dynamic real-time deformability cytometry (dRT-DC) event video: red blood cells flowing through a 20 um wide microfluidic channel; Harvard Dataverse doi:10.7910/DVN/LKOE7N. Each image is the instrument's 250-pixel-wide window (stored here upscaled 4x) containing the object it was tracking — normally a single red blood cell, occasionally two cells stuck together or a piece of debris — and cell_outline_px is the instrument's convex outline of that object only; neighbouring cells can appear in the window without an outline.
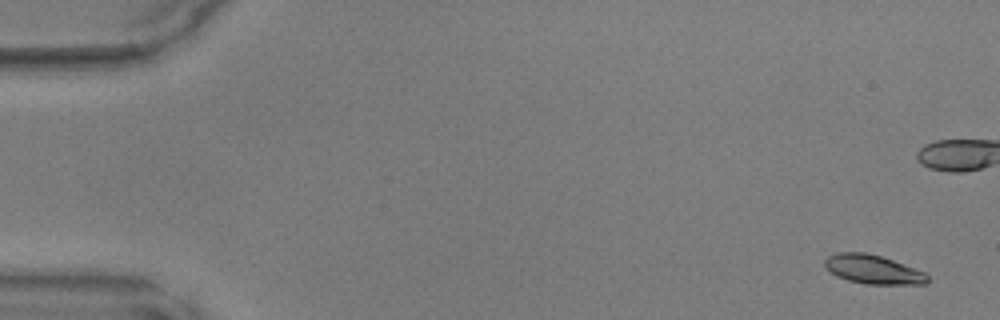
{"species": "common noctule bat (a hibernating species)", "species_latin": "Nyctalus noctula", "temperature_condition": "warm", "stored_images_in_passage": 13, "camera_frame_rate_fps": 3000, "um_per_image_px": 0.085, "animal": {"sex": "male", "body_mass_g": 17.9, "forearm_length_mm": 54.2}, "frame": {"image": 1, "passage_image": 1, "time_ms": 0.0, "image_size_px": [1000, 320], "cell_outline_px": [[928, 280], [924, 284], [864, 284], [848, 280], [836, 276], [824, 264], [824, 260], [828, 256], [836, 252], [864, 252], [880, 256], [892, 260], [924, 272], [928, 276]], "centroid_in_image_um": [74.18, 22.9], "position_along_channel_um": 10.8, "area_um2": 17.11}}